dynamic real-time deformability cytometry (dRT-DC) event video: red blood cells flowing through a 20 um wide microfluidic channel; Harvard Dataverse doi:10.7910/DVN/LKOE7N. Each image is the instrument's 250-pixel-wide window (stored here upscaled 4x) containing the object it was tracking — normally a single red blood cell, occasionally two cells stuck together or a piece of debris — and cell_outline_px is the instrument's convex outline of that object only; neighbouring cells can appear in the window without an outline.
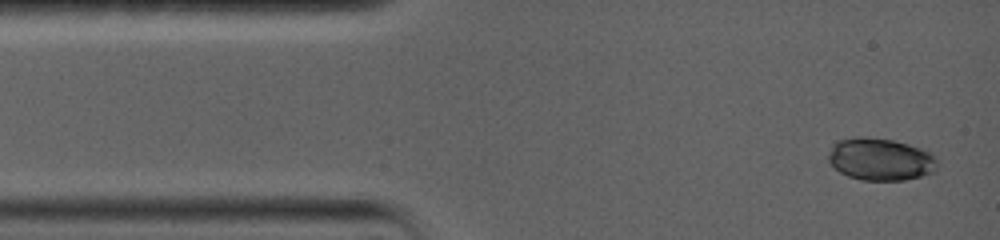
{"species": "common noctule bat (a hibernating species)", "species_latin": "Nyctalus noctula", "temperature_condition": "warm", "stored_images_in_passage": 18, "camera_frame_rate_fps": 5000, "um_per_image_px": 0.085, "animal": {"sex": "female", "body_mass_g": 19.0, "forearm_length_mm": 56.7}, "frame": {"image": 1, "passage_image": 1, "time_ms": 0.0, "image_size_px": [1000, 240], "cell_outline_px": [[936, 172], [904, 180], [860, 180], [848, 176], [840, 172], [828, 160], [828, 156], [832, 144], [836, 140], [860, 136], [864, 136], [892, 140], [908, 144], [932, 152], [936, 156]], "centroid_in_image_um": [74.84, 13.53], "position_along_channel_um": 10.2, "area_um2": 27.05}}
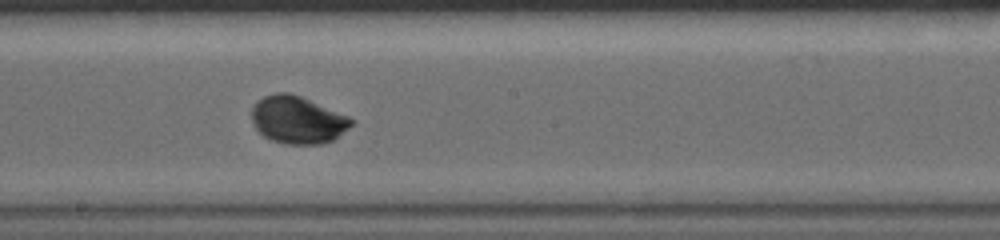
{"frame": {"image": 2, "passage_image": 8, "time_ms": 7.6, "image_size_px": [1000, 240], "cell_outline_px": [[356, 120], [348, 128], [332, 140], [324, 144], [284, 144], [272, 140], [264, 136], [252, 124], [252, 108], [256, 100], [264, 96], [276, 92], [288, 92], [300, 96], [348, 116]], "centroid_in_image_um": [25.27, 10.18], "position_along_channel_um": 222.9, "area_um2": 27.51}}
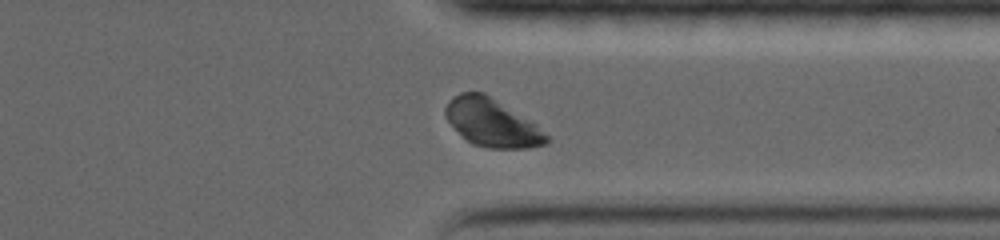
{"frame": {"image": 3, "passage_image": 16, "time_ms": 11.6, "image_size_px": [1000, 240], "cell_outline_px": [[548, 144], [528, 148], [488, 148], [472, 144], [444, 116], [444, 108], [448, 100], [452, 96], [460, 92], [484, 92], [536, 124], [548, 136]], "centroid_in_image_um": [41.81, 10.42], "position_along_channel_um": 369.6, "area_um2": 27.98}, "authors_computed_cell_mechanics": {"area_um2": 27.0215, "velocity_mm_per_s": 3.659, "shape_relaxation_time_tau1_ms": 2.7094, "shape_relaxation_time_tau2_ms": null, "deformation_change_tau1": 0.1549, "deformation_change_tau2": null}}